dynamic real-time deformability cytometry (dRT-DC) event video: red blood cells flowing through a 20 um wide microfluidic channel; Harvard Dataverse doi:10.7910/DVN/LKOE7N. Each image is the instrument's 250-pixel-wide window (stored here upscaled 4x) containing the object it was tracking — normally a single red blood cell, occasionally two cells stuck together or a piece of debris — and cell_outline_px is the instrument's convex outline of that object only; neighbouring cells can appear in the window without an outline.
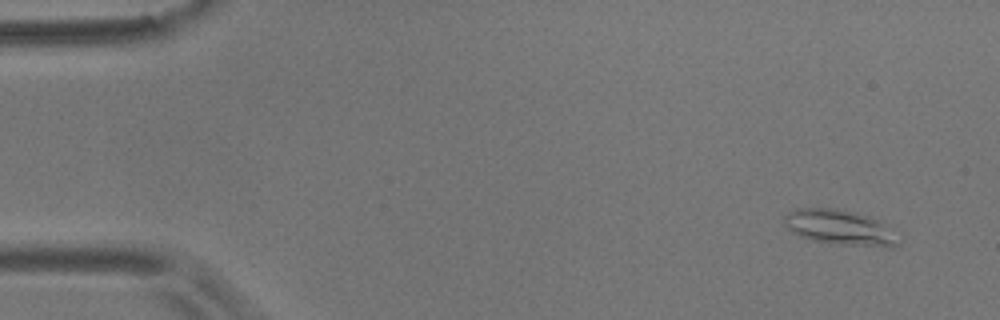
{"species": "common noctule bat (a hibernating species)", "species_latin": "Nyctalus noctula", "temperature_condition": "room temperature", "stored_images_in_passage": 13, "camera_frame_rate_fps": 3000, "um_per_image_px": 0.085, "animal": {"sex": "male", "body_mass_g": 17.9}, "frame": {"image": 1, "passage_image": 1, "time_ms": 0.0, "image_size_px": [1000, 320], "cell_outline_px": [[900, 244], [892, 248], [888, 248], [840, 244], [812, 240], [800, 236], [792, 232], [784, 224], [784, 216], [788, 212], [796, 208], [836, 208], [856, 212], [872, 216], [880, 220]], "centroid_in_image_um": [71.36, 19.32], "position_along_channel_um": 13.6, "area_um2": 23.35}}
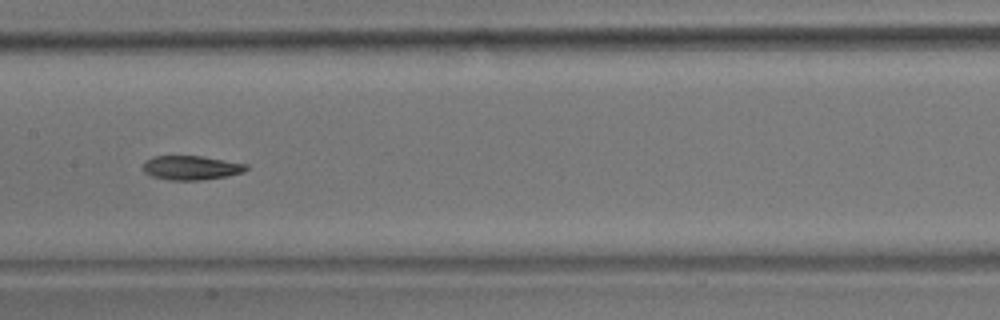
{"frame": {"image": 2, "passage_image": 7, "time_ms": 8.0, "image_size_px": [1000, 320], "cell_outline_px": [[248, 168], [244, 172], [228, 176], [204, 180], [168, 180], [152, 176], [144, 172], [144, 160], [152, 156], [200, 156], [248, 164]], "centroid_in_image_um": [16.26, 14.26], "position_along_channel_um": 191.1, "area_um2": 14.62}}
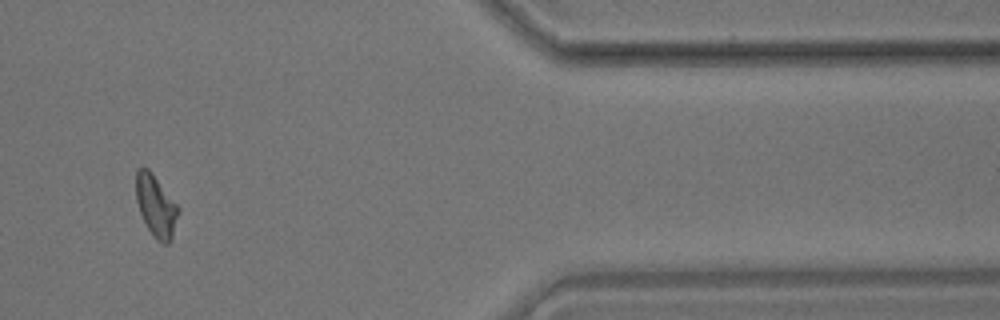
{"frame": {"image": 3, "passage_image": 12, "time_ms": 14.667, "image_size_px": [1000, 320], "cell_outline_px": [[180, 212], [172, 240], [168, 244], [160, 244], [152, 236], [140, 212], [136, 200], [136, 168], [148, 168], [152, 172], [180, 208]], "centroid_in_image_um": [13.28, 17.54], "position_along_channel_um": 398.1, "area_um2": 15.49}, "authors_computed_cell_mechanics": {"area_um2": 15.2014, "velocity_mm_per_s": 3.6266, "shape_relaxation_time_tau1_ms": 2.7649, "shape_relaxation_time_tau2_ms": 2.6404, "deformation_change_tau1": 0.1163, "deformation_change_tau2": 0.088}}